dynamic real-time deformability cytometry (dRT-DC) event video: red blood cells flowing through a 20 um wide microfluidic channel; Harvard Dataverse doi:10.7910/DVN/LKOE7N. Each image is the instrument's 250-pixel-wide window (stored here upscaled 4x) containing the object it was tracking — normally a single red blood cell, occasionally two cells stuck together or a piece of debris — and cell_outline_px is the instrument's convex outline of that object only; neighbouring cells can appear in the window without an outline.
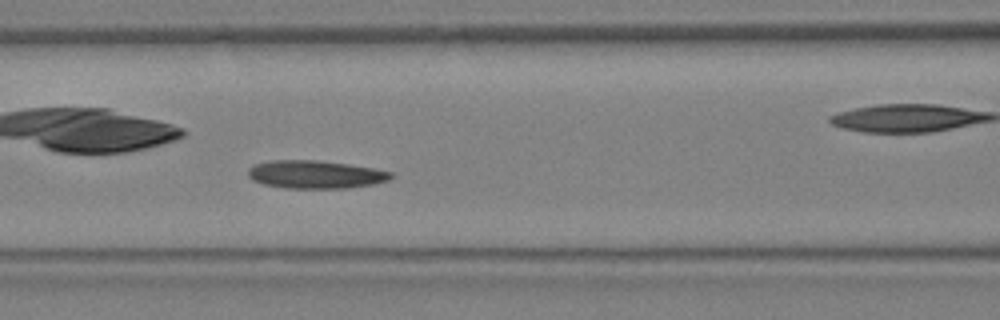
{"species": "Egyptian fruit bat (a non-hibernating species)", "species_latin": "Rousettus aegyptiacus", "temperature_condition": "warm", "stored_images_in_passage": 8, "segment_of_instrument_passage": [1, 2], "camera_frame_rate_fps": 3000, "um_per_image_px": 0.085, "animal": {"sex": "female"}, "frame": {"image": 1, "passage_image": 7, "time_ms": 2.0, "image_size_px": [1000, 320], "cell_outline_px": [[392, 176], [388, 180], [376, 184], [348, 188], [284, 188], [264, 184], [252, 180], [248, 176], [248, 168], [252, 164], [272, 160], [316, 160], [348, 164], [372, 168], [392, 172]], "centroid_in_image_um": [26.78, 14.83], "position_along_channel_um": 139.8, "area_um2": 23.41}}